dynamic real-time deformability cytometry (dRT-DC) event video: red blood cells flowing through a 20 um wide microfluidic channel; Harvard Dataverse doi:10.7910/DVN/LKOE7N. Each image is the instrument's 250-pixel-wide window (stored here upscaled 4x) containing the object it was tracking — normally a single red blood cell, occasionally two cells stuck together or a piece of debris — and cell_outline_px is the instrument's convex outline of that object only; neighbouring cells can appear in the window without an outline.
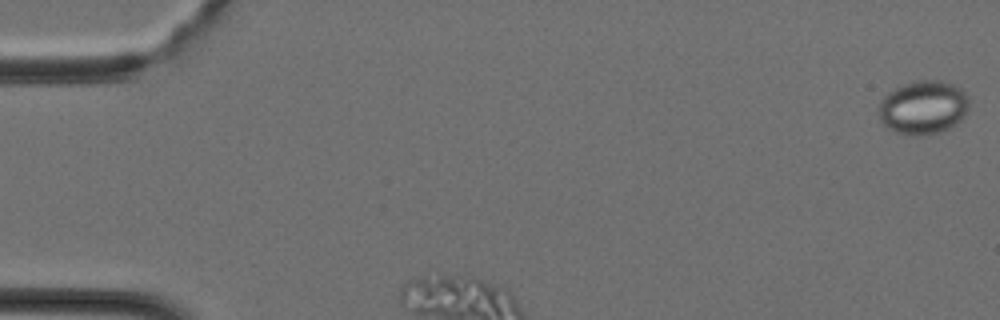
{"species": "Egyptian fruit bat (a non-hibernating species)", "species_latin": "Rousettus aegyptiacus", "temperature_condition": "cold", "stored_images_in_passage": 24, "camera_frame_rate_fps": 3000, "um_per_image_px": 0.085, "animal": {"sex": "female"}, "frame": {"image": 1, "passage_image": 1, "time_ms": 0.0, "image_size_px": [1000, 320], "cell_outline_px": [[968, 112], [960, 120], [948, 128], [940, 132], [920, 136], [908, 136], [896, 132], [888, 128], [880, 120], [880, 100], [888, 92], [904, 84], [916, 80], [940, 80], [956, 84], [968, 96]], "centroid_in_image_um": [78.49, 9.13], "position_along_channel_um": 6.5, "area_um2": 28.44}}
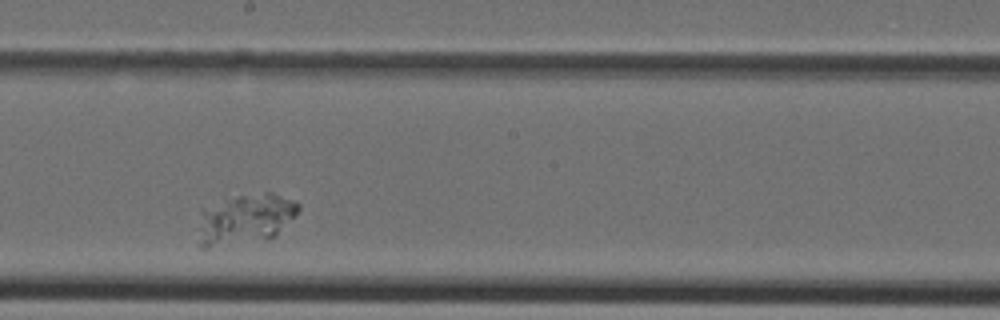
{"frame": {"image": 2, "passage_image": 14, "time_ms": 4.333, "image_size_px": [1000, 320], "cell_outline_px": [[300, 208], [296, 216], [276, 236], [208, 248], [200, 248], [196, 244], [200, 208], [240, 196], [264, 192], [272, 192], [300, 204]], "centroid_in_image_um": [20.79, 18.64], "position_along_channel_um": 227.4, "area_um2": 29.42}}
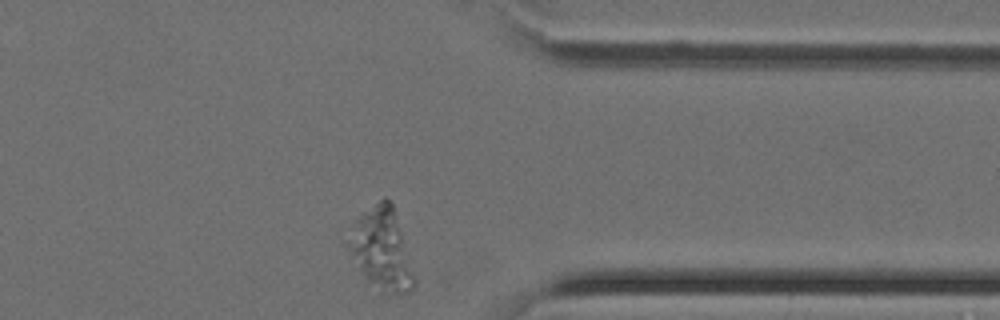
{"frame": {"image": 3, "passage_image": 24, "time_ms": 7.667, "image_size_px": [1000, 320], "cell_outline_px": [[416, 284], [412, 288], [404, 292], [392, 292], [368, 280], [364, 276], [344, 244], [344, 240], [356, 220], [384, 196], [392, 204], [400, 228], [416, 280]], "centroid_in_image_um": [32.4, 21.13], "position_along_channel_um": 379.0, "area_um2": 30.11}}